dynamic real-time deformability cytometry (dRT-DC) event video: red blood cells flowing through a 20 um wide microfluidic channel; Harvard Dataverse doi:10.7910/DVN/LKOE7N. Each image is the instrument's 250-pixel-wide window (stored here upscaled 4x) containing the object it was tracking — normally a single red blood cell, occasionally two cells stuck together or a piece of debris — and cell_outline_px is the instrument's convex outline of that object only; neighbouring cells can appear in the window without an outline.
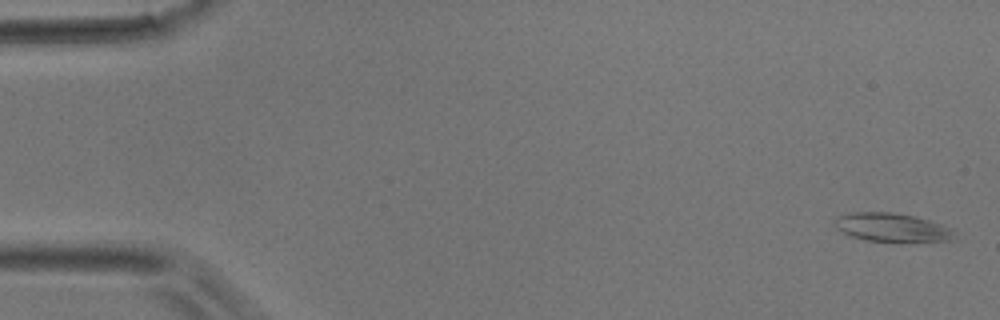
{"species": "common noctule bat (a hibernating species)", "species_latin": "Nyctalus noctula", "temperature_condition": "room temperature", "stored_images_in_passage": 5, "camera_frame_rate_fps": 3000, "um_per_image_px": 0.085, "animal": {"sex": "male", "body_mass_g": 17.9}, "frame": {"image": 1, "passage_image": 2, "time_ms": 0.333, "image_size_px": [1000, 320], "cell_outline_px": [[960, 240], [900, 244], [868, 240], [848, 236], [836, 228], [832, 224], [836, 216], [848, 212], [888, 212], [912, 216], [928, 220], [940, 224], [948, 228]], "centroid_in_image_um": [75.8, 19.38], "position_along_channel_um": 9.2, "area_um2": 20.81}}